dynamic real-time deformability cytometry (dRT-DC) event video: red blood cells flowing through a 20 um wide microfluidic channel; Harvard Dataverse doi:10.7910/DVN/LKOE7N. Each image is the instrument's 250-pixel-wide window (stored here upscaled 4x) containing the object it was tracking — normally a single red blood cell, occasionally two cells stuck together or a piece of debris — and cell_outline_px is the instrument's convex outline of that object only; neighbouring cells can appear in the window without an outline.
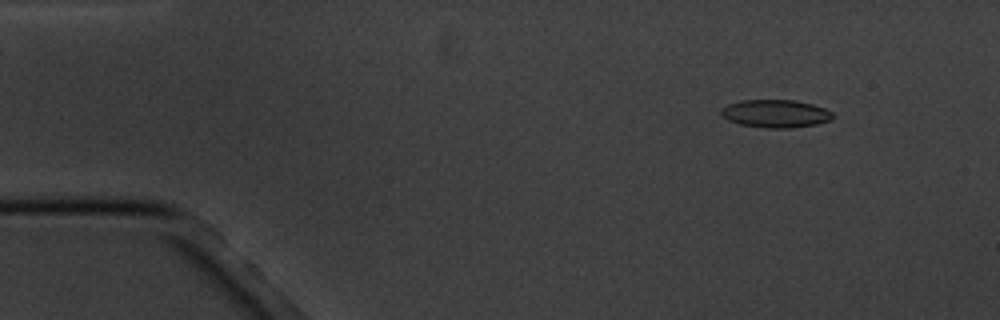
{"species": "common noctule bat (a hibernating species)", "species_latin": "Nyctalus noctula", "temperature_condition": "cold", "stored_images_in_passage": 5, "camera_frame_rate_fps": 3000, "um_per_image_px": 0.085, "animal": {"sex": "male", "body_mass_g": 20.1, "forearm_length_mm": 53.5}, "frame": {"image": 1, "passage_image": 2, "time_ms": 1.0, "image_size_px": [1000, 320], "cell_outline_px": [[832, 120], [816, 124], [792, 128], [764, 128], [740, 124], [728, 120], [720, 112], [720, 108], [728, 104], [740, 100], [796, 100], [812, 104], [824, 108], [832, 112]], "centroid_in_image_um": [65.91, 9.65], "position_along_channel_um": 19.1, "area_um2": 18.21}}
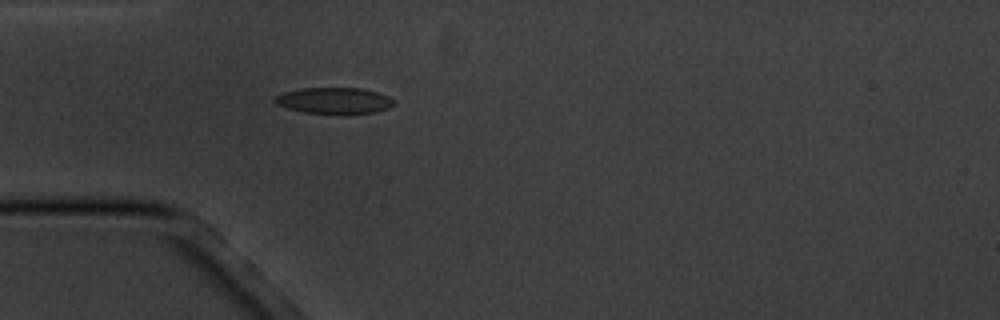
{"frame": {"image": 2, "passage_image": 5, "time_ms": 4.333, "image_size_px": [1000, 320], "cell_outline_px": [[396, 104], [388, 108], [376, 112], [344, 116], [304, 112], [288, 108], [276, 104], [272, 100], [272, 96], [284, 92], [300, 88], [360, 88], [376, 92], [388, 96], [396, 100]], "centroid_in_image_um": [28.41, 8.58], "position_along_channel_um": 56.6, "area_um2": 18.9}}